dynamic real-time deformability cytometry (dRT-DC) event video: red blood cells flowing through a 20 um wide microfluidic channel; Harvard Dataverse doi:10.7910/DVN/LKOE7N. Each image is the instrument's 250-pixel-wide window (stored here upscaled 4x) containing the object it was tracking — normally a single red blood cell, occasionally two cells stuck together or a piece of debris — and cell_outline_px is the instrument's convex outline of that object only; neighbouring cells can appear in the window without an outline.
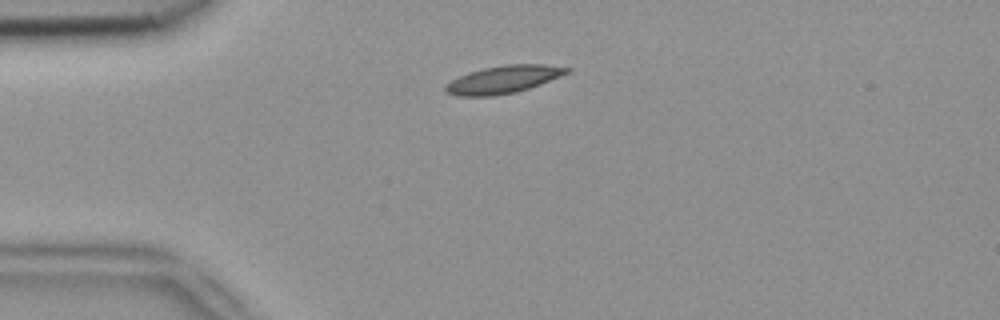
{"species": "common noctule bat (a hibernating species)", "species_latin": "Nyctalus noctula", "temperature_condition": "room temperature", "stored_images_in_passage": 4, "camera_frame_rate_fps": 3000, "um_per_image_px": 0.085, "animal": {"sex": "female", "body_mass_g": 18.4}, "frame": {"image": 1, "passage_image": 1, "time_ms": 0.0, "image_size_px": [1000, 320], "cell_outline_px": [[572, 72], [540, 84], [516, 92], [492, 96], [456, 96], [444, 92], [444, 84], [468, 72], [484, 68], [504, 64], [544, 64], [572, 68]], "centroid_in_image_um": [42.79, 6.75], "position_along_channel_um": 42.2, "area_um2": 19.71}}
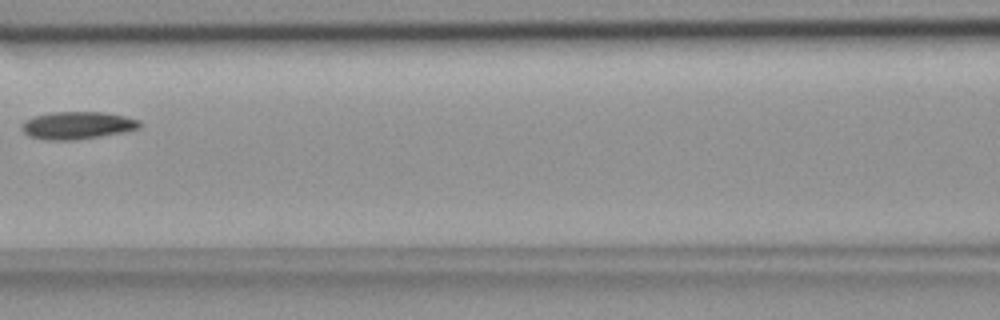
{"frame": {"image": 2, "passage_image": 4, "time_ms": 1.0, "image_size_px": [1000, 320], "cell_outline_px": [[144, 124], [140, 128], [124, 132], [76, 140], [44, 140], [28, 136], [20, 128], [24, 120], [36, 116], [52, 112], [100, 112], [124, 116], [140, 120]], "centroid_in_image_um": [6.58, 10.66], "position_along_channel_um": 160.0, "area_um2": 19.02}}